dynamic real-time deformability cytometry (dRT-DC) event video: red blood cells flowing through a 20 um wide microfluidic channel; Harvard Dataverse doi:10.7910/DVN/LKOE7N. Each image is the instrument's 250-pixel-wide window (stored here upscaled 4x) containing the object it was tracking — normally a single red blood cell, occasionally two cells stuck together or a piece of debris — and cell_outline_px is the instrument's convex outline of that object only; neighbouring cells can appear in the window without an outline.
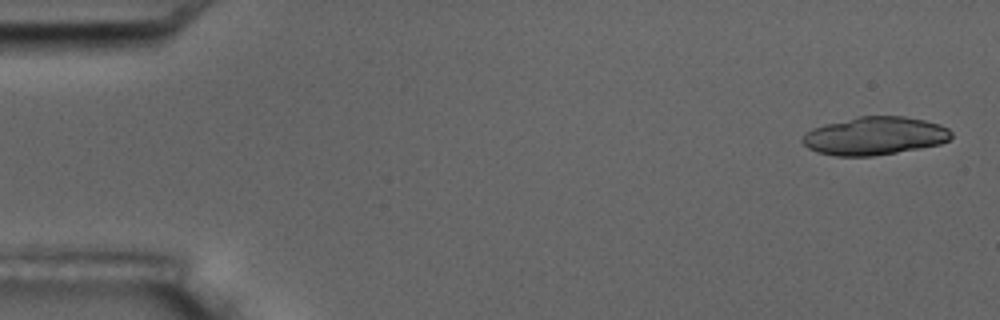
{"species": "common noctule bat (a hibernating species)", "species_latin": "Nyctalus noctula", "temperature_condition": "room temperature", "stored_images_in_passage": 5, "camera_frame_rate_fps": 3000, "um_per_image_px": 0.085, "animal": {"sex": "male", "body_mass_g": 17.5, "forearm_length_mm": 52.3}, "frame": {"image": 1, "passage_image": 1, "time_ms": 0.0, "image_size_px": [1000, 320], "cell_outline_px": [[952, 136], [948, 140], [940, 144], [920, 148], [872, 156], [836, 156], [816, 152], [808, 148], [800, 140], [812, 128], [824, 124], [860, 116], [904, 116], [924, 120], [940, 124], [948, 128], [952, 132]], "centroid_in_image_um": [74.35, 11.55], "position_along_channel_um": 10.6, "area_um2": 33.0}}